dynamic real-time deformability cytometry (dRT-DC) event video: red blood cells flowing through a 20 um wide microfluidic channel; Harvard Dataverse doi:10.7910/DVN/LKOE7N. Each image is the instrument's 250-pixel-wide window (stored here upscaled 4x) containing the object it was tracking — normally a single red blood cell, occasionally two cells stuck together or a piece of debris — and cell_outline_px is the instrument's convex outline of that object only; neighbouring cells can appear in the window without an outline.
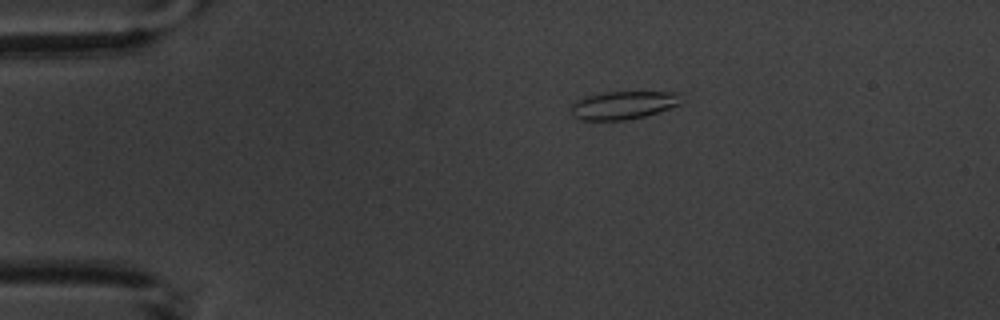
{"species": "common noctule bat (a hibernating species)", "species_latin": "Nyctalus noctula", "temperature_condition": "warm", "stored_images_in_passage": 5, "camera_frame_rate_fps": 3000, "um_per_image_px": 0.085, "animal": {"sex": "male", "body_mass_g": 20.1, "forearm_length_mm": 53.5}, "frame": {"image": 1, "passage_image": 3, "time_ms": 2.667, "image_size_px": [1000, 320], "cell_outline_px": [[680, 104], [644, 116], [624, 120], [580, 120], [572, 116], [572, 104], [588, 96], [604, 92], [676, 92]], "centroid_in_image_um": [52.93, 8.95], "position_along_channel_um": 32.1, "area_um2": 17.51}}